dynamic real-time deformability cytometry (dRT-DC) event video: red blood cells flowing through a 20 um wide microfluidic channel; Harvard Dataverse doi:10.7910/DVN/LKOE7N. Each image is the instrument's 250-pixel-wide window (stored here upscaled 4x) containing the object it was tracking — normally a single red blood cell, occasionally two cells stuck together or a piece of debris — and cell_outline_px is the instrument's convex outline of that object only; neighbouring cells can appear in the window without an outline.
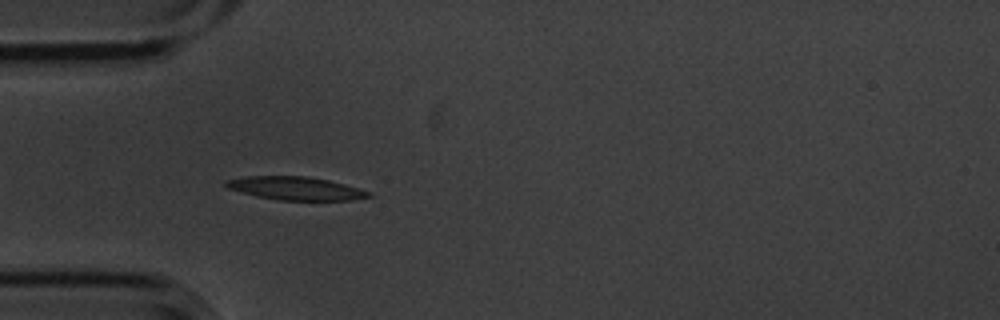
{"species": "common noctule bat (a hibernating species)", "species_latin": "Nyctalus noctula", "temperature_condition": "cold", "stored_images_in_passage": 5, "camera_frame_rate_fps": 3000, "um_per_image_px": 0.085, "animal": {"sex": "male", "body_mass_g": 20.1, "forearm_length_mm": 53.5}, "frame": {"image": 1, "passage_image": 5, "time_ms": 1.333, "image_size_px": [1000, 320], "cell_outline_px": [[372, 196], [352, 200], [276, 200], [256, 196], [228, 188], [224, 184], [224, 180], [244, 176], [308, 176], [328, 180], [344, 184], [372, 192]], "centroid_in_image_um": [25.11, 16.01], "position_along_channel_um": 59.9, "area_um2": 19.36}}